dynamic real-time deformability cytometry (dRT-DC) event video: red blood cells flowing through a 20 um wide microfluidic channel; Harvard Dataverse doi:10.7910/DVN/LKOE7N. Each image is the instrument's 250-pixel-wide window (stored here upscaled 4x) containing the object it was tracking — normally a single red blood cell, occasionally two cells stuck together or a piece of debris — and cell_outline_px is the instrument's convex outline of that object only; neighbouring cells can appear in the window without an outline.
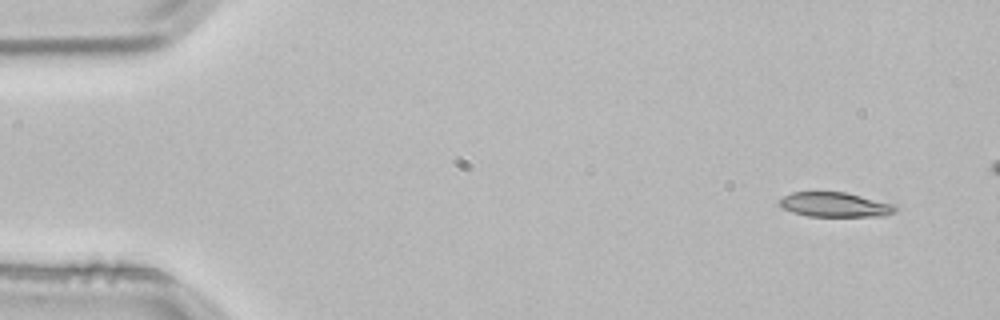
{"species": "common noctule bat (a hibernating species)", "species_latin": "Nyctalus noctula", "temperature_condition": "room temperature", "stored_images_in_passage": 4, "camera_frame_rate_fps": 3000, "um_per_image_px": 0.085, "animal": {"sex": "male", "body_mass_g": 21.5, "forearm_length_mm": 52.0}, "frame": {"image": 1, "passage_image": 1, "time_ms": 0.0, "image_size_px": [1000, 320], "cell_outline_px": [[896, 212], [884, 216], [808, 216], [792, 212], [784, 208], [780, 204], [780, 200], [784, 196], [792, 192], [844, 192], [896, 204]], "centroid_in_image_um": [71.01, 17.4], "position_along_channel_um": 14.0, "area_um2": 16.53}}